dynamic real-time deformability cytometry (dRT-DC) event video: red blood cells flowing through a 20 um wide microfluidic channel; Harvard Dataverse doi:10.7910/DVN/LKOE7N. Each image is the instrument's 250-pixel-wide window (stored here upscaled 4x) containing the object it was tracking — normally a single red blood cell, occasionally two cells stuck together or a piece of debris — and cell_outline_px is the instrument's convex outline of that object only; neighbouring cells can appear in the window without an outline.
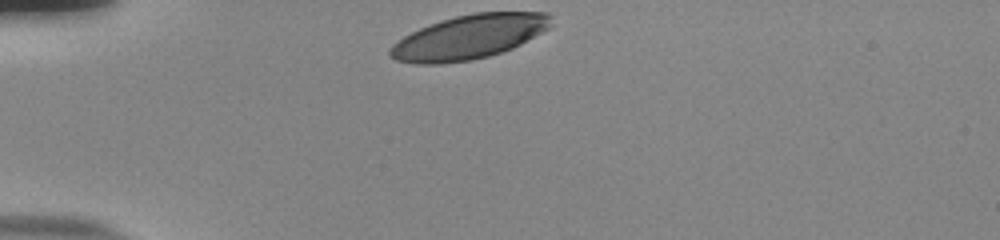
{"species": "human", "species_latin": "Homo sapiens", "temperature_condition": "room temperature", "stored_images_in_passage": 32, "camera_frame_rate_fps": 3000, "um_per_image_px": 0.085, "donor": {"sex": "male"}, "frame": {"image": 1, "passage_image": 1, "time_ms": 0.0, "image_size_px": [1000, 240], "cell_outline_px": [[552, 24], [548, 28], [520, 44], [512, 48], [488, 56], [472, 60], [440, 64], [416, 64], [396, 60], [388, 56], [388, 52], [392, 44], [404, 36], [420, 28], [456, 16], [476, 12], [548, 12], [552, 16]], "centroid_in_image_um": [39.86, 3.15], "position_along_channel_um": 45.1, "area_um2": 41.21}}
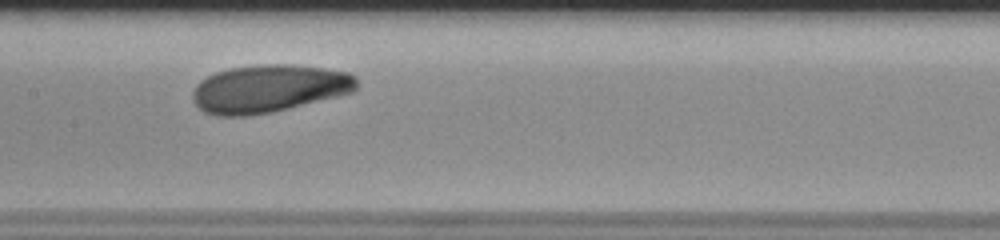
{"frame": {"image": 2, "passage_image": 15, "time_ms": 4.667, "image_size_px": [1000, 240], "cell_outline_px": [[356, 92], [340, 96], [272, 112], [248, 116], [216, 116], [204, 112], [192, 100], [192, 92], [196, 84], [200, 80], [216, 72], [228, 68], [260, 64], [292, 64], [324, 68], [348, 72], [356, 76]], "centroid_in_image_um": [22.85, 7.53], "position_along_channel_um": 184.5, "area_um2": 46.12}}
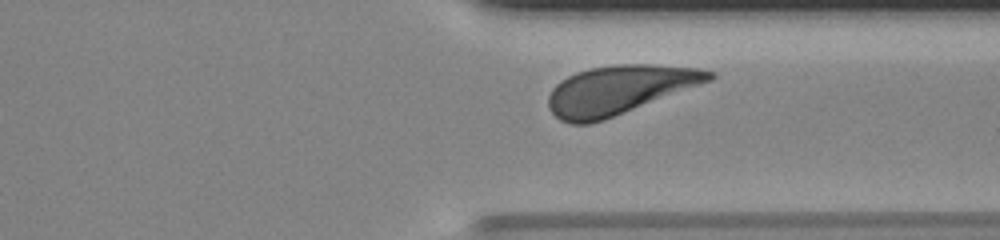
{"frame": {"image": 3, "passage_image": 29, "time_ms": 9.333, "image_size_px": [1000, 240], "cell_outline_px": [[716, 76], [712, 80], [604, 120], [588, 124], [568, 124], [560, 120], [548, 108], [548, 96], [552, 88], [560, 80], [576, 72], [588, 68], [612, 64], [652, 64], [700, 68], [716, 72]], "centroid_in_image_um": [52.61, 7.63], "position_along_channel_um": 358.8, "area_um2": 45.95}, "authors_computed_cell_mechanics": {"area_um2": 45.2574, "velocity_mm_per_s": 3.7296, "shape_relaxation_time_tau1_ms": 3.473, "shape_relaxation_time_tau2_ms": 5.5251, "deformation_change_tau1": 0.149, "deformation_change_tau2": 0.1471}}